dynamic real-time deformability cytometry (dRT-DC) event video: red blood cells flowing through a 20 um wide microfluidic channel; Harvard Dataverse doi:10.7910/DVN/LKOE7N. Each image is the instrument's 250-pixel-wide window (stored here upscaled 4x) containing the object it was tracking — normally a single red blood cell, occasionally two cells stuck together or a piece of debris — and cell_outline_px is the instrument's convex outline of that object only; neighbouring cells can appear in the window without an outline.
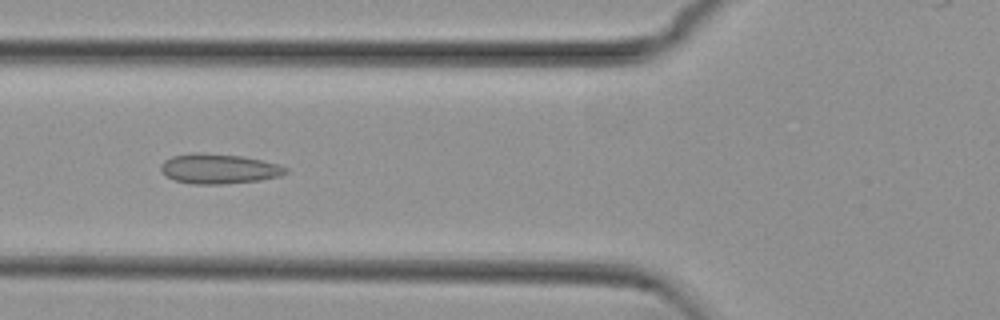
{"species": "common noctule bat (a hibernating species)", "species_latin": "Nyctalus noctula", "temperature_condition": "cold", "stored_images_in_passage": 39, "camera_frame_rate_fps": 3000, "um_per_image_px": 0.085, "animal": {"sex": "female", "body_mass_g": 29.2, "forearm_length_mm": 56.3}, "frame": {"image": 1, "passage_image": 20, "time_ms": 6.333, "image_size_px": [1000, 320], "cell_outline_px": [[288, 172], [280, 176], [260, 180], [224, 184], [192, 184], [176, 180], [164, 176], [160, 172], [160, 164], [164, 160], [172, 156], [192, 152], [200, 152], [244, 156], [276, 164], [288, 168]], "centroid_in_image_um": [18.55, 14.34], "position_along_channel_um": 107.3, "area_um2": 21.96}}
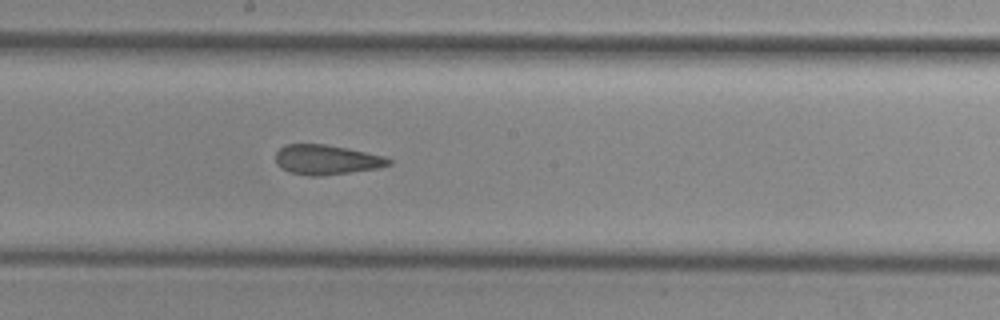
{"frame": {"image": 2, "passage_image": 29, "time_ms": 9.333, "image_size_px": [1000, 320], "cell_outline_px": [[392, 164], [380, 168], [320, 176], [308, 176], [288, 172], [280, 168], [276, 164], [276, 152], [284, 144], [324, 144], [348, 148], [384, 156], [392, 160]], "centroid_in_image_um": [27.74, 13.58], "position_along_channel_um": 220.5, "area_um2": 19.83}}
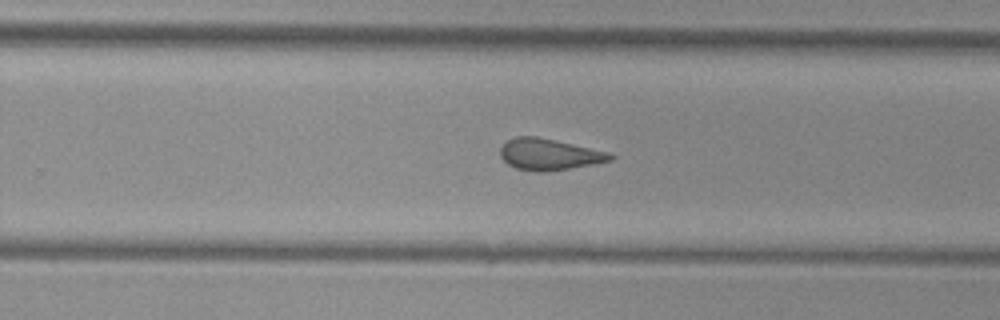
{"frame": {"image": 3, "passage_image": 34, "time_ms": 11.0, "image_size_px": [1000, 320], "cell_outline_px": [[616, 156], [612, 160], [592, 164], [544, 172], [536, 172], [516, 168], [508, 164], [500, 156], [500, 148], [508, 140], [516, 136], [536, 136], [608, 152]], "centroid_in_image_um": [46.65, 13.12], "position_along_channel_um": 283.1, "area_um2": 19.83}}